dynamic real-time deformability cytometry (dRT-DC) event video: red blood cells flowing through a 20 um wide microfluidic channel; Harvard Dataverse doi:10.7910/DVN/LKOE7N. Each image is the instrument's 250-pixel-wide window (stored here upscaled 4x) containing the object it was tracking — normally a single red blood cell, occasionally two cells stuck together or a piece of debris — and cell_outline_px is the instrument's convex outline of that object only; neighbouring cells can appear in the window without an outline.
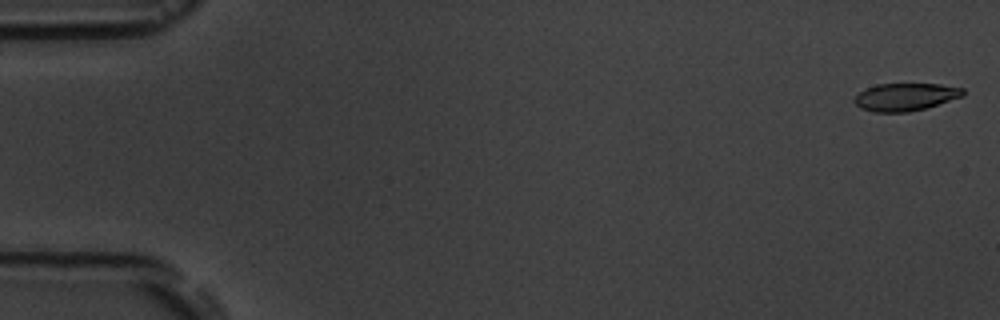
{"species": "common noctule bat (a hibernating species)", "species_latin": "Nyctalus noctula", "temperature_condition": "room temperature", "stored_images_in_passage": 6, "camera_frame_rate_fps": 3000, "um_per_image_px": 0.085, "animal": {"sex": "male", "body_mass_g": 19.5, "forearm_length_mm": 54.6}, "frame": {"image": 1, "passage_image": 1, "time_ms": 0.0, "image_size_px": [1000, 320], "cell_outline_px": [[964, 96], [924, 108], [908, 112], [872, 112], [860, 108], [852, 100], [860, 92], [876, 84], [940, 84], [964, 88]], "centroid_in_image_um": [76.95, 8.24], "position_along_channel_um": 8.0, "area_um2": 17.4}}
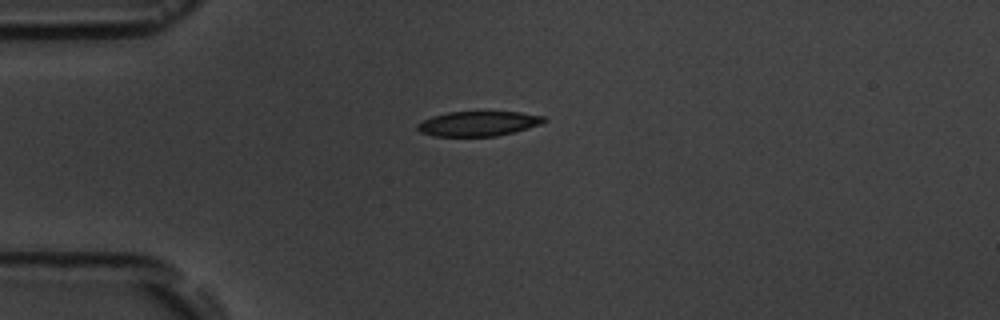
{"frame": {"image": 2, "passage_image": 4, "time_ms": 4.333, "image_size_px": [1000, 320], "cell_outline_px": [[548, 120], [540, 124], [512, 132], [496, 136], [436, 136], [420, 132], [416, 128], [416, 124], [432, 116], [448, 112], [520, 112], [544, 116]], "centroid_in_image_um": [40.64, 10.5], "position_along_channel_um": 44.4, "area_um2": 18.15}}
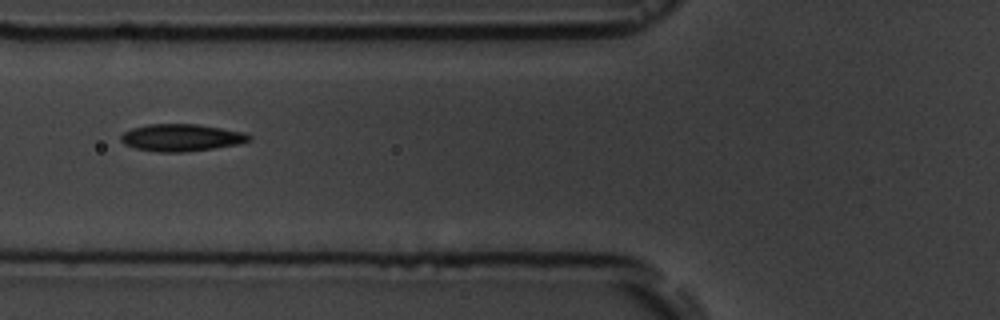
{"frame": {"image": 3, "passage_image": 6, "time_ms": 6.667, "image_size_px": [1000, 320], "cell_outline_px": [[252, 140], [240, 144], [184, 152], [156, 152], [136, 148], [124, 144], [120, 140], [120, 136], [124, 132], [132, 128], [148, 124], [196, 124], [244, 132], [252, 136]], "centroid_in_image_um": [15.42, 11.7], "position_along_channel_um": 110.4, "area_um2": 20.29}}